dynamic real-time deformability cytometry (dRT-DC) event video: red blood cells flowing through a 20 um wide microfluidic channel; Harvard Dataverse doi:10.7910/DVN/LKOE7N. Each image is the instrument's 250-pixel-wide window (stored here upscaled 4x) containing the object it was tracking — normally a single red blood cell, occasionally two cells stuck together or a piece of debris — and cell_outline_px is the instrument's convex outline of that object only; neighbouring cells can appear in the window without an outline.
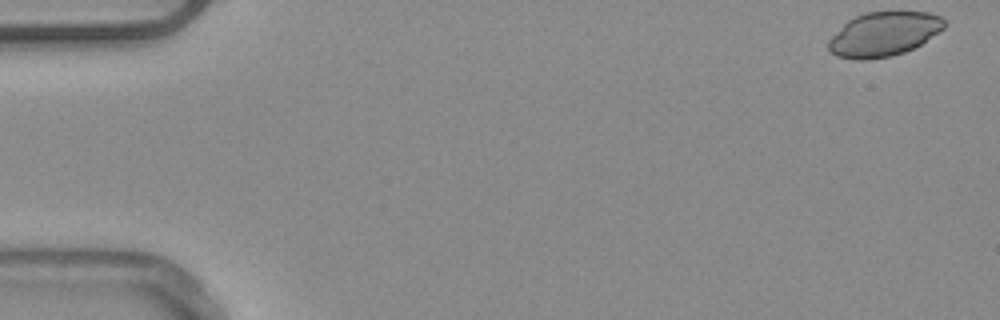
{"species": "common noctule bat (a hibernating species)", "species_latin": "Nyctalus noctula", "temperature_condition": "warm", "stored_images_in_passage": 52, "camera_frame_rate_fps": 3000, "um_per_image_px": 0.085, "animal": {"sex": "male", "body_mass_g": 20.4}, "frame": {"image": 1, "passage_image": 1, "time_ms": 0.0, "image_size_px": [1000, 320], "cell_outline_px": [[944, 28], [920, 44], [904, 52], [892, 56], [864, 60], [860, 60], [836, 56], [828, 48], [828, 40], [848, 20], [864, 12], [928, 12], [940, 16], [944, 20]], "centroid_in_image_um": [75.1, 2.9], "position_along_channel_um": 9.9, "area_um2": 29.54}}